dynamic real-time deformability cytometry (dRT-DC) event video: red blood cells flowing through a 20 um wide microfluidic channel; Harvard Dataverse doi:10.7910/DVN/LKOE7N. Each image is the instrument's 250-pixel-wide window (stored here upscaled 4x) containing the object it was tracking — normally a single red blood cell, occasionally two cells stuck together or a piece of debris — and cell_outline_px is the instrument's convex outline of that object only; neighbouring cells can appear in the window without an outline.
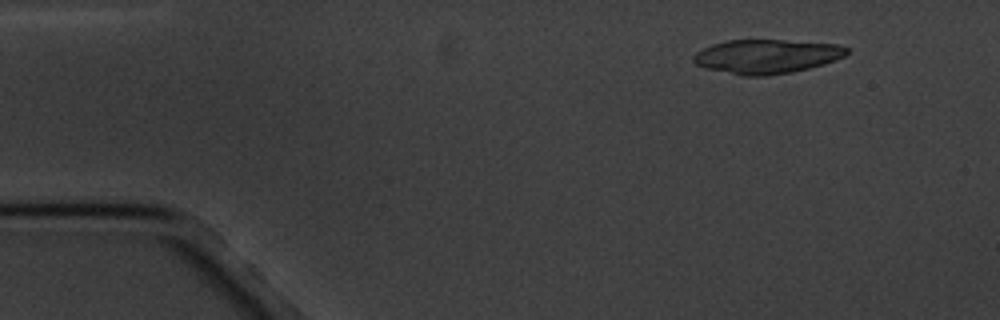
{"species": "common noctule bat (a hibernating species)", "species_latin": "Nyctalus noctula", "temperature_condition": "cold", "stored_images_in_passage": 5, "camera_frame_rate_fps": 3000, "um_per_image_px": 0.085, "animal": {"sex": "male", "body_mass_g": 20.1, "forearm_length_mm": 53.5}, "frame": {"image": 1, "passage_image": 2, "time_ms": 1.0, "image_size_px": [1000, 320], "cell_outline_px": [[848, 52], [844, 56], [836, 60], [824, 64], [792, 72], [764, 76], [744, 76], [704, 68], [696, 64], [692, 60], [692, 56], [696, 52], [712, 44], [728, 40], [784, 40], [836, 44], [848, 48]], "centroid_in_image_um": [65.14, 4.8], "position_along_channel_um": 19.9, "area_um2": 30.46}}